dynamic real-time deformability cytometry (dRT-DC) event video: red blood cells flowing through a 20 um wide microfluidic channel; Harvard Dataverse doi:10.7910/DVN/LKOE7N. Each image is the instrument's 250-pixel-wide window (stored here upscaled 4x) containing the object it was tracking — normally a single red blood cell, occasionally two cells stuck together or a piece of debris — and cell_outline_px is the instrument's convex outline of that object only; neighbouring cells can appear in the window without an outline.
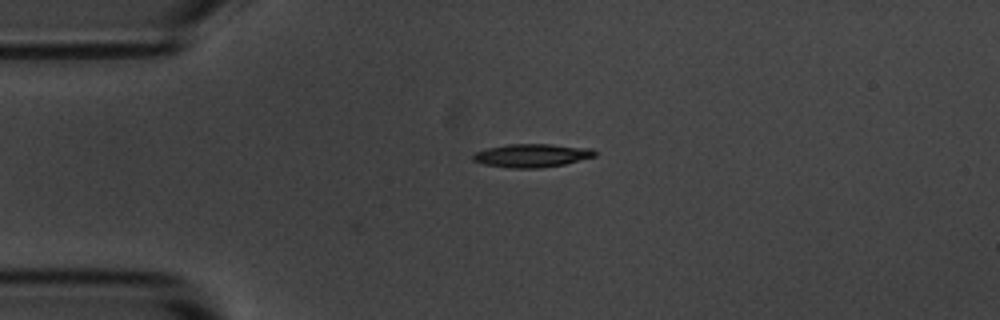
{"species": "common noctule bat (a hibernating species)", "species_latin": "Nyctalus noctula", "temperature_condition": "room temperature", "stored_images_in_passage": 43, "camera_frame_rate_fps": 3000, "um_per_image_px": 0.085, "animal": {"sex": "male", "body_mass_g": 20.1, "forearm_length_mm": 53.5}, "frame": {"image": 1, "passage_image": 1, "time_ms": 0.0, "image_size_px": [1000, 320], "cell_outline_px": [[596, 156], [564, 164], [540, 168], [512, 168], [484, 164], [472, 160], [472, 156], [476, 152], [488, 148], [508, 144], [552, 144], [592, 148], [596, 152]], "centroid_in_image_um": [45.23, 13.21], "position_along_channel_um": 39.8, "area_um2": 16.53}}
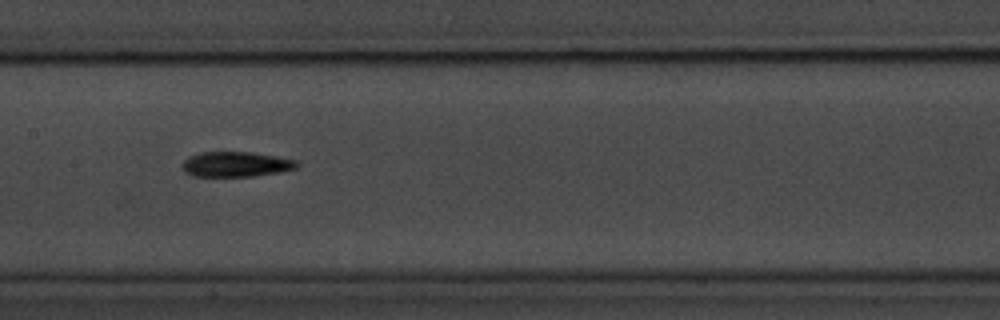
{"frame": {"image": 2, "passage_image": 15, "time_ms": 4.667, "image_size_px": [1000, 320], "cell_outline_px": [[300, 164], [296, 168], [276, 172], [252, 176], [192, 176], [184, 172], [184, 160], [188, 156], [200, 152], [252, 152], [300, 160]], "centroid_in_image_um": [20.07, 13.95], "position_along_channel_um": 187.3, "area_um2": 16.76}}
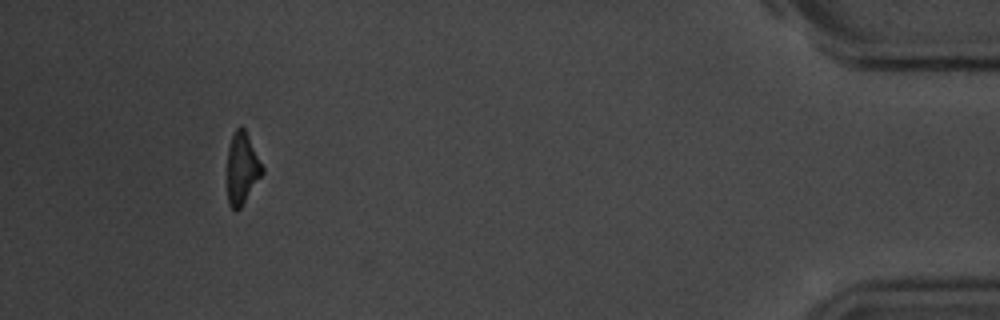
{"frame": {"image": 3, "passage_image": 39, "time_ms": 12.667, "image_size_px": [1000, 320], "cell_outline_px": [[264, 172], [240, 208], [232, 208], [228, 204], [228, 148], [232, 136], [236, 128], [240, 124], [244, 128], [264, 168]], "centroid_in_image_um": [20.58, 14.28], "position_along_channel_um": 414.6, "area_um2": 14.33}, "authors_computed_cell_mechanics": {"area_um2": 16.3574, "velocity_mm_per_s": 3.6754, "shape_relaxation_time_tau1_ms": 2.5848, "shape_relaxation_time_tau2_ms": 8.7424, "deformation_change_tau1": 0.1554, "deformation_change_tau2": 0.1803}}